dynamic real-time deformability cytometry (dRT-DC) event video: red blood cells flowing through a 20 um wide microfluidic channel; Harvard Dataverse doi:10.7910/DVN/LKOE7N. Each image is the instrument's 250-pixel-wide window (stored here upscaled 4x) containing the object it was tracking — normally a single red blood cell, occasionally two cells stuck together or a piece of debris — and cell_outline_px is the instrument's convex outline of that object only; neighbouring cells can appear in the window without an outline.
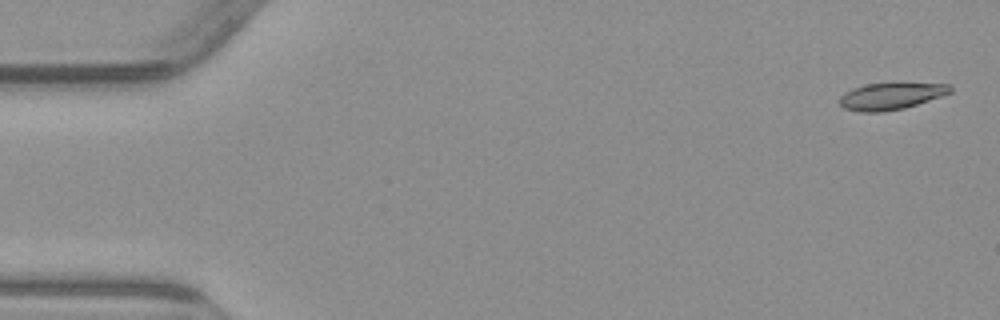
{"species": "common noctule bat (a hibernating species)", "species_latin": "Nyctalus noctula", "temperature_condition": "warm", "stored_images_in_passage": 6, "camera_frame_rate_fps": 3000, "um_per_image_px": 0.085, "animal": {"sex": "male", "body_mass_g": 23.1, "forearm_length_mm": 52.7}, "frame": {"image": 1, "passage_image": 1, "time_ms": 0.0, "image_size_px": [1000, 320], "cell_outline_px": [[952, 92], [904, 108], [884, 112], [860, 112], [844, 108], [840, 104], [840, 96], [844, 92], [852, 88], [868, 84], [948, 84], [952, 88]], "centroid_in_image_um": [75.67, 8.19], "position_along_channel_um": 9.3, "area_um2": 16.88}}
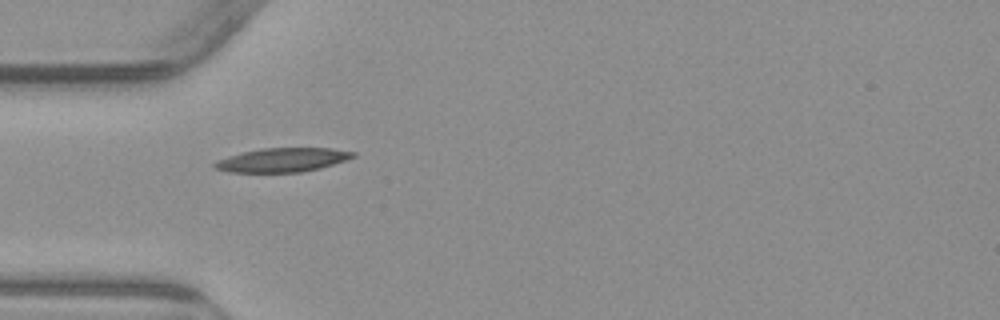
{"frame": {"image": 2, "passage_image": 5, "time_ms": 5.0, "image_size_px": [1000, 320], "cell_outline_px": [[356, 156], [320, 168], [300, 172], [228, 172], [216, 168], [212, 164], [216, 160], [228, 156], [260, 148], [332, 148], [356, 152]], "centroid_in_image_um": [23.99, 13.59], "position_along_channel_um": 61.0, "area_um2": 19.19}}
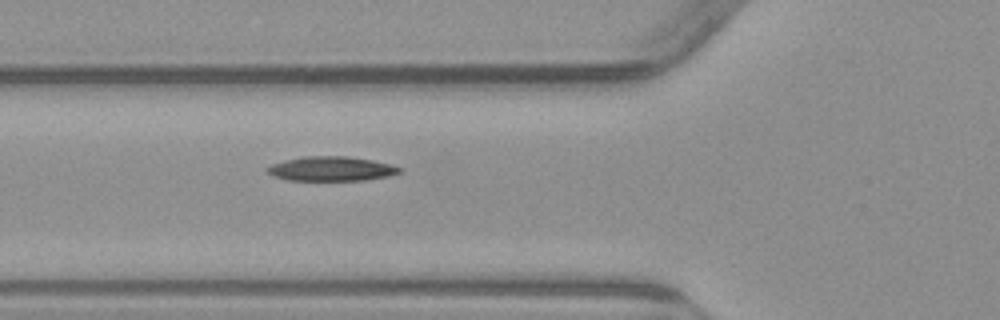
{"frame": {"image": 3, "passage_image": 6, "time_ms": 6.0, "image_size_px": [1000, 320], "cell_outline_px": [[404, 168], [400, 172], [388, 176], [364, 180], [288, 180], [272, 176], [264, 168], [272, 164], [284, 160], [300, 156], [348, 156], [372, 160], [392, 164]], "centroid_in_image_um": [28.15, 14.33], "position_along_channel_um": 97.7, "area_um2": 19.02}}